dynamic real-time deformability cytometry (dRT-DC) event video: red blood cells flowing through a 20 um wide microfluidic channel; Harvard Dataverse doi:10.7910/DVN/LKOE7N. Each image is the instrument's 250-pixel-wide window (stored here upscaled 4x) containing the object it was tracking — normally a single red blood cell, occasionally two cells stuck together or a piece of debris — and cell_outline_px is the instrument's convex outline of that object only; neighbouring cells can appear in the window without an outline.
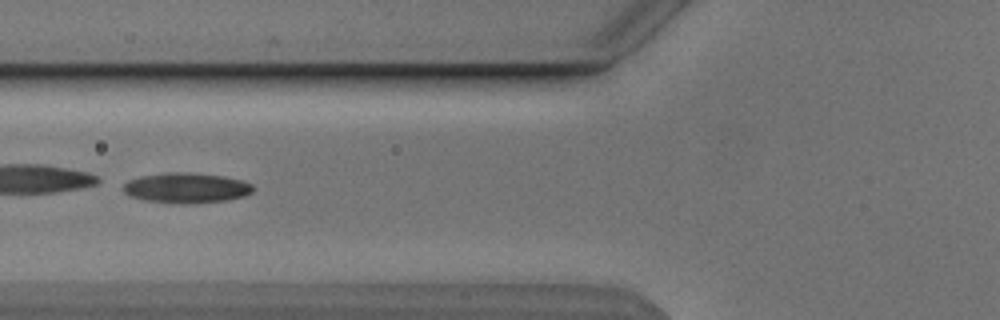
{"species": "Egyptian fruit bat (a non-hibernating species)", "species_latin": "Rousettus aegyptiacus", "temperature_condition": "cold", "stored_images_in_passage": 37, "camera_frame_rate_fps": 3000, "um_per_image_px": 0.085, "animal": {"sex": "male"}, "frame": {"image": 1, "passage_image": 6, "time_ms": 1.667, "image_size_px": [1000, 320], "cell_outline_px": [[252, 192], [244, 196], [228, 200], [188, 204], [180, 204], [148, 200], [128, 196], [120, 188], [128, 180], [140, 176], [168, 172], [188, 172], [224, 176], [240, 180], [252, 184]], "centroid_in_image_um": [15.8, 15.97], "position_along_channel_um": 110.0, "area_um2": 22.95}}
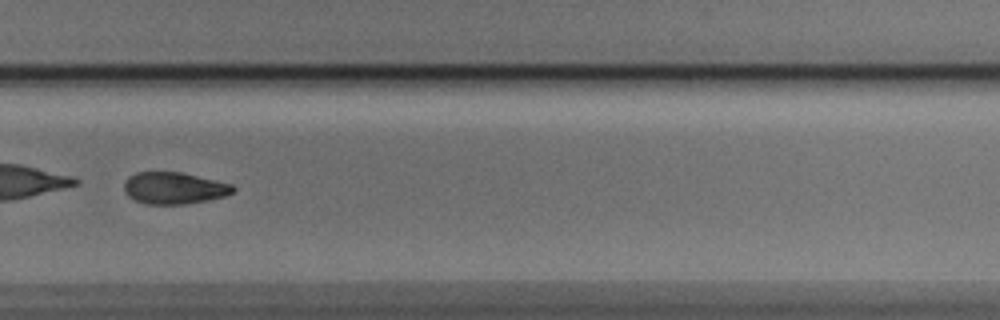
{"frame": {"image": 2, "passage_image": 22, "time_ms": 7.0, "image_size_px": [1000, 320], "cell_outline_px": [[236, 188], [232, 192], [224, 196], [208, 200], [188, 204], [144, 204], [128, 196], [124, 188], [124, 184], [128, 176], [136, 172], [180, 172], [232, 184]], "centroid_in_image_um": [14.78, 15.99], "position_along_channel_um": 315.0, "area_um2": 20.11}, "authors_computed_cell_mechanics": {"area_um2": 22.1952, "velocity_mm_per_s": 3.8443, "shape_relaxation_time_tau1_ms": 0.7331, "shape_relaxation_time_tau2_ms": null, "deformation_change_tau1": 0.2408, "deformation_change_tau2": null}}